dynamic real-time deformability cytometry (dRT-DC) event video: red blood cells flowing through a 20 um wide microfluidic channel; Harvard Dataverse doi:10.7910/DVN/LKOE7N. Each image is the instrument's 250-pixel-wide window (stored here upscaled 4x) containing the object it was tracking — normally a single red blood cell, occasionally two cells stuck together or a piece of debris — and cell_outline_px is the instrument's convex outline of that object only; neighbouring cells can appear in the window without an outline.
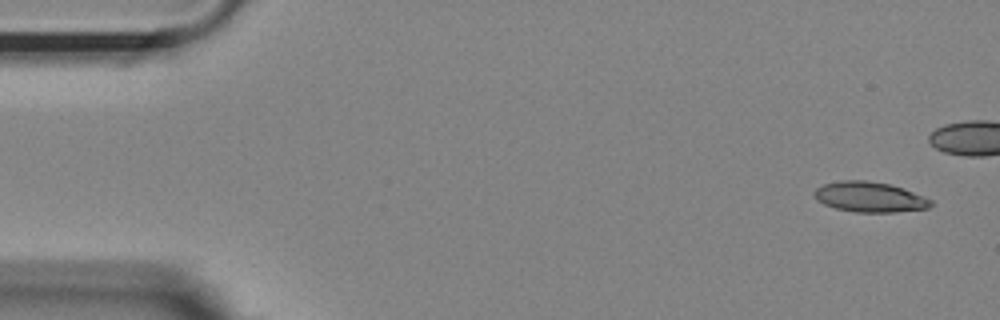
{"species": "Egyptian fruit bat (a non-hibernating species)", "species_latin": "Rousettus aegyptiacus", "temperature_condition": "room temperature", "stored_images_in_passage": 16, "camera_frame_rate_fps": 3000, "um_per_image_px": 0.085, "animal": {"sex": "female"}, "frame": {"image": 1, "passage_image": 1, "time_ms": 0.0, "image_size_px": [1000, 320], "cell_outline_px": [[932, 204], [928, 208], [896, 212], [856, 212], [836, 208], [824, 204], [816, 200], [812, 196], [812, 192], [816, 188], [824, 184], [840, 180], [868, 180], [888, 184], [904, 188], [932, 200]], "centroid_in_image_um": [73.88, 16.74], "position_along_channel_um": 11.1, "area_um2": 20.63}}